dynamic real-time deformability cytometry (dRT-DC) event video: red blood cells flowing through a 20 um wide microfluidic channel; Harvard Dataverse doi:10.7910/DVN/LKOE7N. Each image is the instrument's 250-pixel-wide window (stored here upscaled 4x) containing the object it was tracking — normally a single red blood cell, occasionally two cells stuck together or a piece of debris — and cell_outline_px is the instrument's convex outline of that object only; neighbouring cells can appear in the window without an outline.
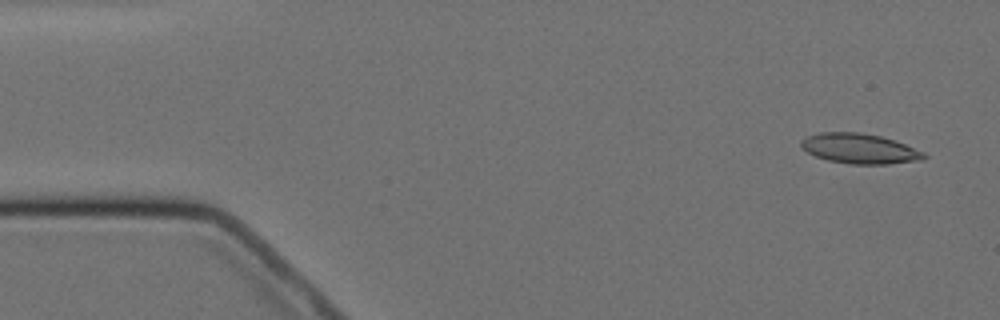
{"species": "Egyptian fruit bat (a non-hibernating species)", "species_latin": "Rousettus aegyptiacus", "temperature_condition": "cold", "stored_images_in_passage": 7, "camera_frame_rate_fps": 3000, "um_per_image_px": 0.085, "animal": {"sex": "female"}, "frame": {"image": 1, "passage_image": 1, "time_ms": 0.0, "image_size_px": [1000, 320], "cell_outline_px": [[928, 156], [924, 160], [888, 164], [848, 164], [828, 160], [816, 156], [808, 152], [800, 144], [800, 140], [808, 136], [820, 132], [860, 132], [880, 136], [896, 140], [924, 152]], "centroid_in_image_um": [73.11, 12.63], "position_along_channel_um": 11.9, "area_um2": 21.62}}
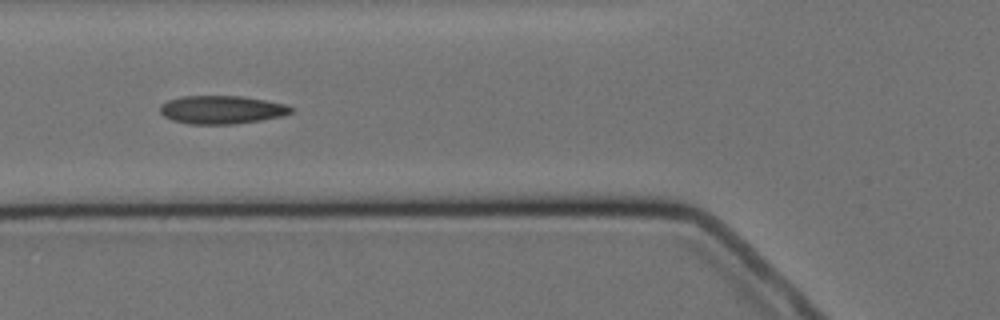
{"frame": {"image": 2, "passage_image": 6, "time_ms": 5.667, "image_size_px": [1000, 320], "cell_outline_px": [[292, 112], [284, 116], [260, 120], [232, 124], [188, 124], [172, 120], [164, 116], [160, 112], [160, 104], [168, 100], [184, 96], [240, 96], [264, 100], [284, 104], [292, 108]], "centroid_in_image_um": [18.81, 9.33], "position_along_channel_um": 107.0, "area_um2": 21.44}}
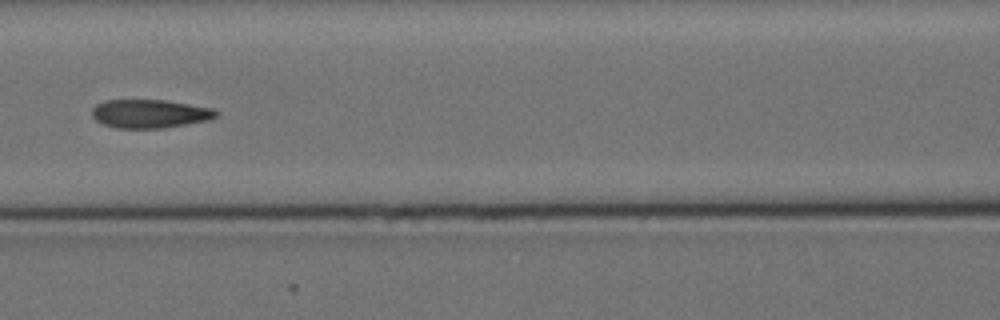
{"frame": {"image": 3, "passage_image": 7, "time_ms": 7.0, "image_size_px": [1000, 320], "cell_outline_px": [[220, 112], [212, 120], [164, 128], [116, 128], [104, 124], [96, 120], [92, 116], [92, 108], [96, 104], [104, 100], [164, 100], [212, 108]], "centroid_in_image_um": [12.75, 9.67], "position_along_channel_um": 153.8, "area_um2": 20.75}}